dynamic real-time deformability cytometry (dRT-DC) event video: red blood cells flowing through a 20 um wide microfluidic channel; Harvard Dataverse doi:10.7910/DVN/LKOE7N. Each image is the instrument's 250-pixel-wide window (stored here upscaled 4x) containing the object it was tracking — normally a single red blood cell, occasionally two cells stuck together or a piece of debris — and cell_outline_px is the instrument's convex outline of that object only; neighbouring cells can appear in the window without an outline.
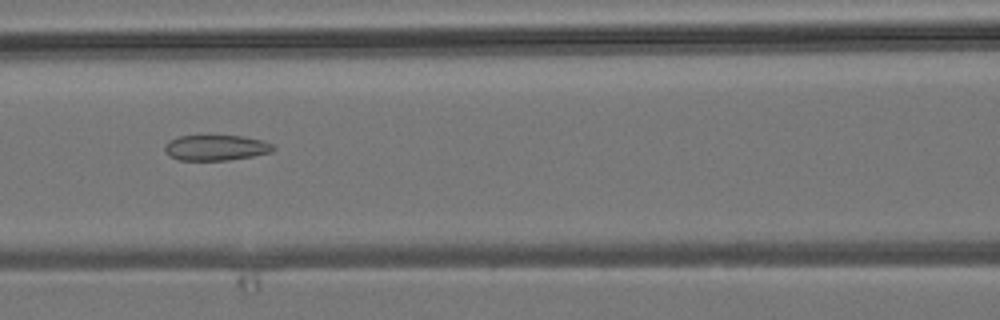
{"species": "common noctule bat (a hibernating species)", "species_latin": "Nyctalus noctula", "temperature_condition": "room temperature", "stored_images_in_passage": 5, "camera_frame_rate_fps": 3000, "um_per_image_px": 0.085, "animal": {"sex": "male", "body_mass_g": 19.2, "forearm_length_mm": 51.8}, "frame": {"image": 1, "passage_image": 5, "time_ms": 4.667, "image_size_px": [1000, 320], "cell_outline_px": [[276, 148], [272, 152], [252, 156], [228, 160], [180, 160], [168, 156], [164, 152], [164, 144], [168, 140], [180, 136], [244, 136], [264, 140], [272, 144]], "centroid_in_image_um": [18.34, 12.55], "position_along_channel_um": 148.3, "area_um2": 16.3}}